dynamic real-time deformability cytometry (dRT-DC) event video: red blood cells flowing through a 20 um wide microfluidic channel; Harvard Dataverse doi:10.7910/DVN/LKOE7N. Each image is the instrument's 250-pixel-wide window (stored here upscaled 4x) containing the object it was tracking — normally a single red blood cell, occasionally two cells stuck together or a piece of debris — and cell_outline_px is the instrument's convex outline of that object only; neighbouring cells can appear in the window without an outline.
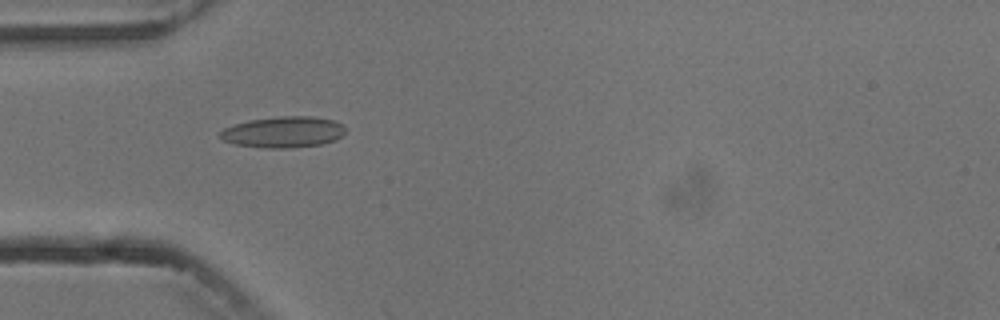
{"species": "common noctule bat (a hibernating species)", "species_latin": "Nyctalus noctula", "temperature_condition": "cold", "stored_images_in_passage": 6, "camera_frame_rate_fps": 3000, "um_per_image_px": 0.085, "animal": {"sex": "male", "body_mass_g": 13.3}, "frame": {"image": 1, "passage_image": 5, "time_ms": 4.667, "image_size_px": [1000, 320], "cell_outline_px": [[344, 132], [336, 140], [320, 144], [292, 148], [264, 148], [236, 144], [224, 140], [220, 136], [220, 132], [224, 128], [232, 124], [248, 120], [276, 116], [312, 116], [332, 120], [344, 124]], "centroid_in_image_um": [24.08, 11.21], "position_along_channel_um": 60.9, "area_um2": 22.77}}
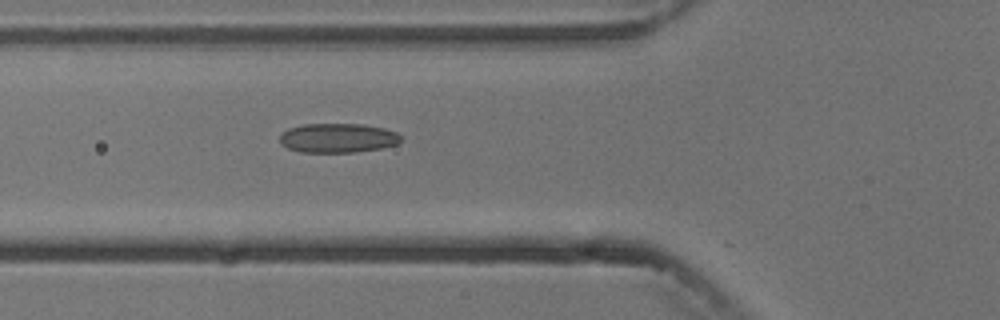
{"frame": {"image": 2, "passage_image": 6, "time_ms": 5.667, "image_size_px": [1000, 320], "cell_outline_px": [[404, 136], [396, 144], [384, 148], [356, 152], [300, 152], [288, 148], [280, 144], [280, 136], [288, 128], [304, 124], [364, 124], [384, 128], [396, 132]], "centroid_in_image_um": [28.74, 11.73], "position_along_channel_um": 97.1, "area_um2": 20.87}}